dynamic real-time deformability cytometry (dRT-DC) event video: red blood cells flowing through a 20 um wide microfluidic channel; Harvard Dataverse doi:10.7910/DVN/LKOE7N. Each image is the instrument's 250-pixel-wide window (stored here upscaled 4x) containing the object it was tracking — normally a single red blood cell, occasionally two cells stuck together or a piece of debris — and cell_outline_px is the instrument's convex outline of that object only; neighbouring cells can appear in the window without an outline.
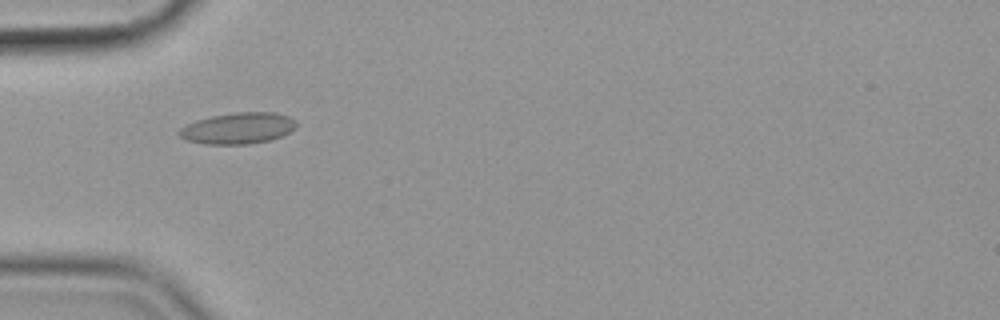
{"species": "common noctule bat (a hibernating species)", "species_latin": "Nyctalus noctula", "temperature_condition": "cold", "stored_images_in_passage": 48, "camera_frame_rate_fps": 3000, "um_per_image_px": 0.085, "animal": {"sex": "female", "body_mass_g": 19.9}, "frame": {"image": 1, "passage_image": 10, "time_ms": 3.0, "image_size_px": [1000, 320], "cell_outline_px": [[296, 128], [272, 140], [248, 144], [204, 144], [188, 140], [180, 136], [176, 132], [180, 128], [196, 120], [212, 116], [236, 112], [276, 112], [288, 116], [296, 120]], "centroid_in_image_um": [20.24, 10.9], "position_along_channel_um": 64.8, "area_um2": 21.33}}
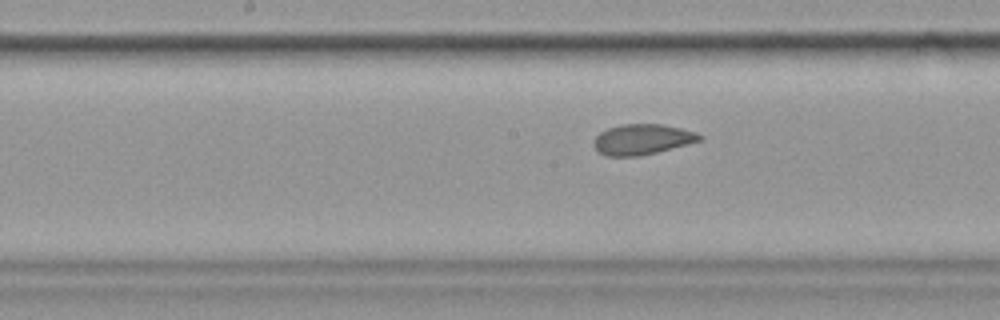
{"frame": {"image": 2, "passage_image": 21, "time_ms": 6.667, "image_size_px": [1000, 320], "cell_outline_px": [[704, 140], [640, 156], [604, 156], [592, 144], [596, 136], [600, 132], [608, 128], [620, 124], [660, 124], [680, 128], [696, 132], [704, 136]], "centroid_in_image_um": [54.6, 11.84], "position_along_channel_um": 193.6, "area_um2": 18.84}}
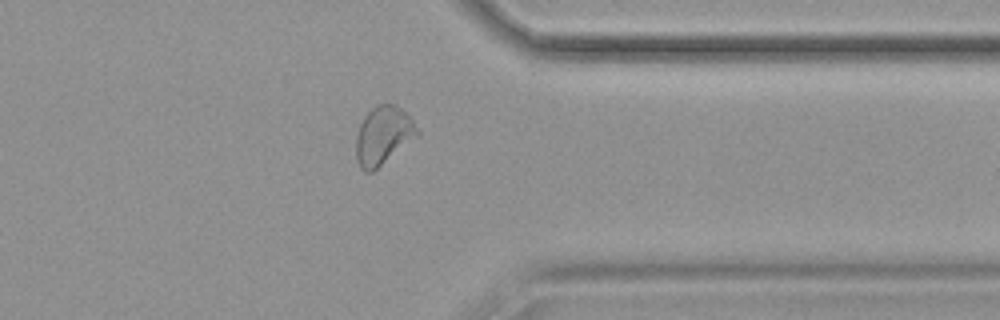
{"frame": {"image": 3, "passage_image": 37, "time_ms": 12.0, "image_size_px": [1000, 320], "cell_outline_px": [[420, 132], [416, 136], [372, 172], [364, 172], [360, 168], [356, 160], [356, 136], [360, 124], [364, 116], [376, 104], [396, 104], [412, 120]], "centroid_in_image_um": [32.53, 11.51], "position_along_channel_um": 378.9, "area_um2": 20.4}, "authors_computed_cell_mechanics": {"area_um2": 19.9121, "velocity_mm_per_s": 3.5669, "shape_relaxation_time_tau1_ms": 8.0687, "shape_relaxation_time_tau2_ms": 1.1231, "deformation_change_tau1": 0.1313, "deformation_change_tau2": 0.0705}}